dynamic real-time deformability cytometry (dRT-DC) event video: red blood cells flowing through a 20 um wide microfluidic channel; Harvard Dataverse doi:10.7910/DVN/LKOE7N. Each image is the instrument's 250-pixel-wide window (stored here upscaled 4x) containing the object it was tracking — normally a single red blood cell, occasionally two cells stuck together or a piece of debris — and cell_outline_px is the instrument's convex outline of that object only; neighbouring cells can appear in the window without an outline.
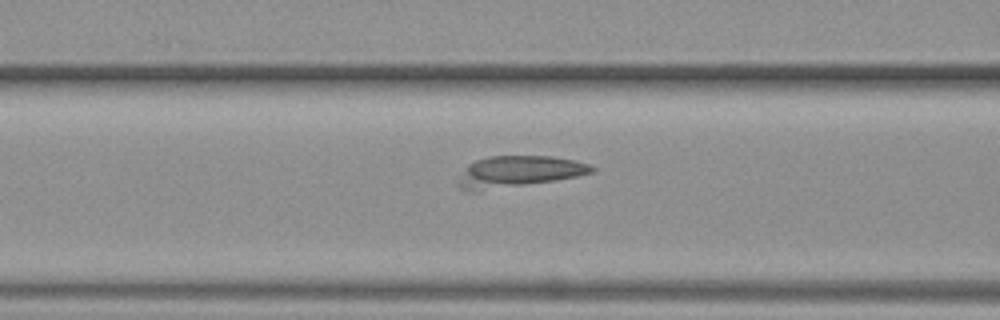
{"species": "common noctule bat (a hibernating species)", "species_latin": "Nyctalus noctula", "temperature_condition": "warm", "stored_images_in_passage": 6, "segment_of_instrument_passage": [1, 2], "camera_frame_rate_fps": 3000, "um_per_image_px": 0.085, "animal": {"sex": "female", "body_mass_g": 19.3, "forearm_length_mm": 54.1}, "frame": {"image": 1, "passage_image": 5, "time_ms": 5.0, "image_size_px": [1000, 320], "cell_outline_px": [[596, 172], [576, 176], [552, 180], [472, 192], [460, 188], [460, 180], [468, 164], [476, 160], [488, 156], [552, 156], [576, 160], [588, 164], [596, 168]], "centroid_in_image_um": [44.12, 14.56], "position_along_channel_um": 122.5, "area_um2": 23.81}}